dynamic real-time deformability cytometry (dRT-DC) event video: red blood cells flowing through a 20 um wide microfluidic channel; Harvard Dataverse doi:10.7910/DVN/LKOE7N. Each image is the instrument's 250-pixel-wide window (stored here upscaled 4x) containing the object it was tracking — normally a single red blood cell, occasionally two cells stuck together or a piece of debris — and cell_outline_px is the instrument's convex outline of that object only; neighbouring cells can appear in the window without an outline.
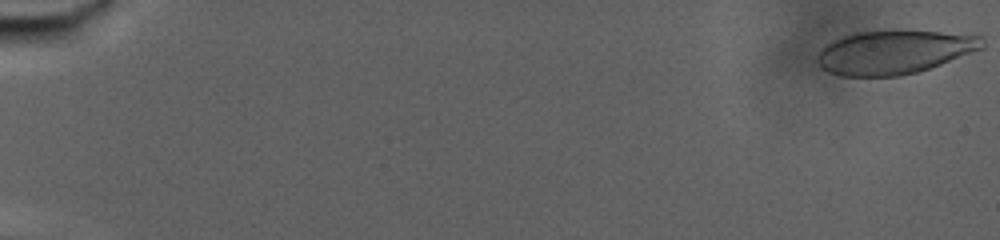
{"species": "human", "species_latin": "Homo sapiens", "temperature_condition": "warm", "stored_images_in_passage": 78, "camera_frame_rate_fps": 3000, "um_per_image_px": 0.085, "donor": {"sex": "male"}, "frame": {"image": 1, "passage_image": 1, "time_ms": 0.0, "image_size_px": [1000, 240], "cell_outline_px": [[984, 48], [940, 64], [916, 72], [900, 76], [840, 76], [828, 72], [816, 60], [820, 52], [828, 44], [844, 36], [860, 32], [940, 32], [984, 36]], "centroid_in_image_um": [76.04, 4.45], "position_along_channel_um": 9.0, "area_um2": 40.98}}
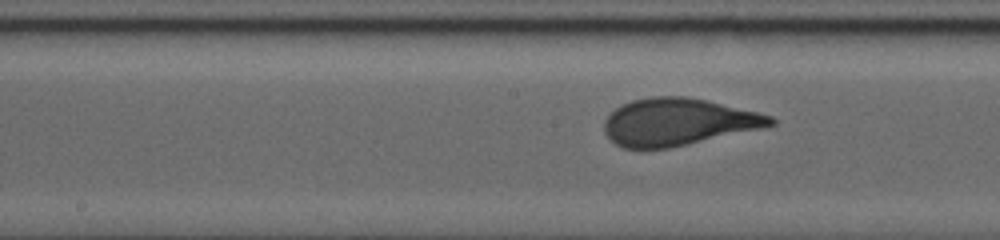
{"frame": {"image": 2, "passage_image": 43, "time_ms": 14.0, "image_size_px": [1000, 240], "cell_outline_px": [[776, 124], [668, 148], [624, 148], [616, 144], [604, 132], [604, 120], [620, 104], [632, 100], [652, 96], [684, 96], [708, 100], [772, 116], [776, 120]], "centroid_in_image_um": [57.58, 10.34], "position_along_channel_um": 190.6, "area_um2": 45.08}}
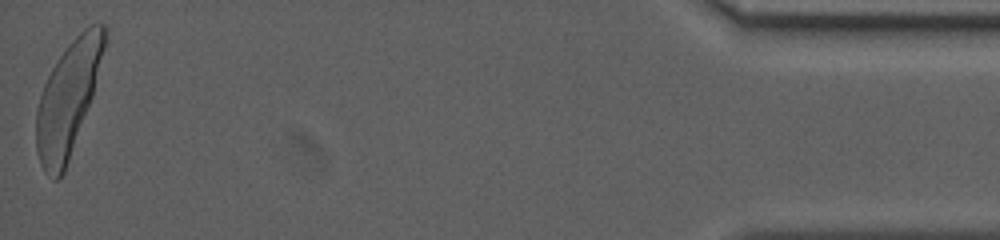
{"frame": {"image": 3, "passage_image": 78, "time_ms": 25.667, "image_size_px": [1000, 240], "cell_outline_px": [[108, 40], [92, 96], [64, 172], [56, 180], [52, 180], [40, 164], [36, 148], [36, 108], [44, 84], [52, 68], [68, 44], [84, 28], [92, 24], [104, 24], [108, 28]], "centroid_in_image_um": [5.8, 8.33], "position_along_channel_um": 429.4, "area_um2": 44.85}, "authors_computed_cell_mechanics": {"area_um2": 44.6505, "velocity_mm_per_s": 2.7279, "shape_relaxation_time_tau1_ms": 5.6286, "shape_relaxation_time_tau2_ms": null, "deformation_change_tau1": 0.2042, "deformation_change_tau2": null}}